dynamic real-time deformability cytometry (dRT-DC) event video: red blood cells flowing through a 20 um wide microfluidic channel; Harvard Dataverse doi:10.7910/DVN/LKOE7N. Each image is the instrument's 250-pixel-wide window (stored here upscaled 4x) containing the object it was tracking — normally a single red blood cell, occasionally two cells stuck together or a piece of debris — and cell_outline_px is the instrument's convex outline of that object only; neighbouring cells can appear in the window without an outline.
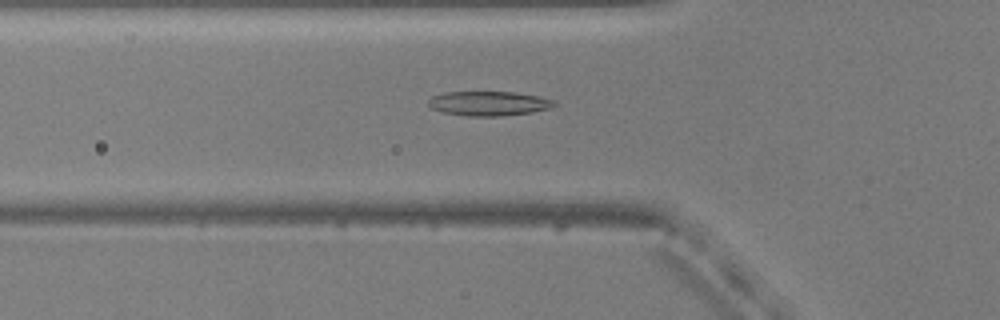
{"species": "common noctule bat (a hibernating species)", "species_latin": "Nyctalus noctula", "temperature_condition": "warm", "stored_images_in_passage": 53, "camera_frame_rate_fps": 3000, "um_per_image_px": 0.085, "animal": {"sex": "male", "body_mass_g": 20.5, "forearm_length_mm": 52.5}, "frame": {"image": 1, "passage_image": 18, "time_ms": 5.667, "image_size_px": [1000, 320], "cell_outline_px": [[556, 104], [552, 108], [532, 112], [500, 116], [468, 116], [444, 112], [432, 108], [428, 104], [428, 100], [432, 96], [444, 92], [516, 92], [540, 96], [556, 100]], "centroid_in_image_um": [41.59, 8.78], "position_along_channel_um": 84.2, "area_um2": 18.03}}
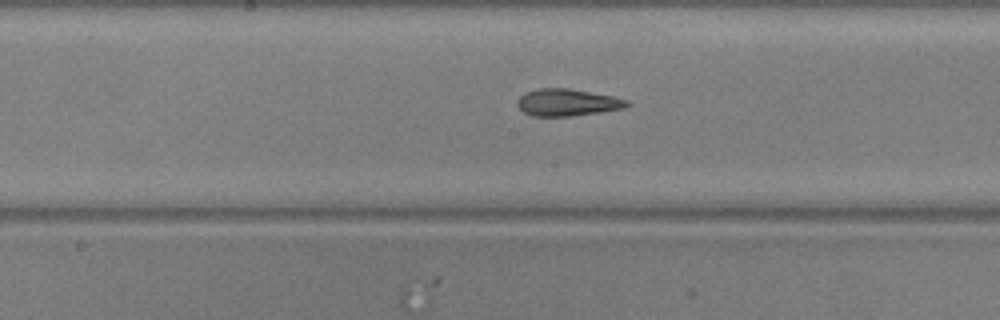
{"frame": {"image": 2, "passage_image": 27, "time_ms": 8.667, "image_size_px": [1000, 320], "cell_outline_px": [[632, 104], [624, 108], [568, 116], [532, 116], [524, 112], [516, 104], [516, 100], [524, 92], [540, 88], [568, 88], [612, 96], [628, 100]], "centroid_in_image_um": [48.19, 8.7], "position_along_channel_um": 200.0, "area_um2": 17.17}}
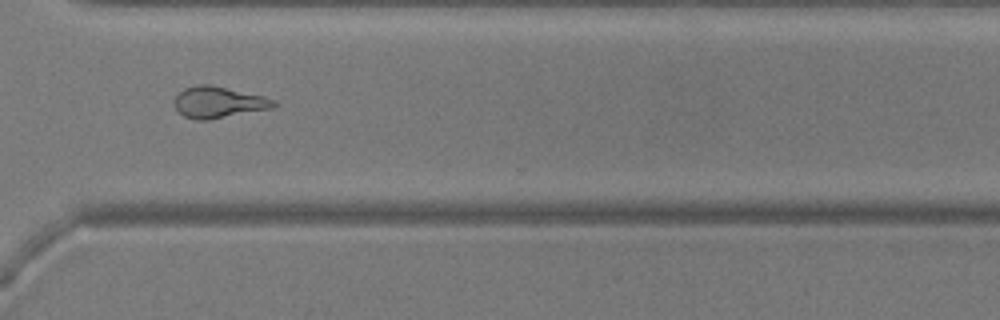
{"frame": {"image": 3, "passage_image": 39, "time_ms": 12.667, "image_size_px": [1000, 320], "cell_outline_px": [[280, 104], [272, 108], [208, 120], [196, 120], [184, 116], [176, 108], [172, 100], [184, 88], [196, 84], [212, 84], [264, 96], [276, 100]], "centroid_in_image_um": [18.59, 8.68], "position_along_channel_um": 352.0, "area_um2": 18.38}, "authors_computed_cell_mechanics": {"area_um2": 18.3804, "velocity_mm_per_s": 3.8176, "shape_relaxation_time_tau1_ms": 7.5015, "shape_relaxation_time_tau2_ms": 2.374, "deformation_change_tau1": 0.1876, "deformation_change_tau2": 0.1119}}